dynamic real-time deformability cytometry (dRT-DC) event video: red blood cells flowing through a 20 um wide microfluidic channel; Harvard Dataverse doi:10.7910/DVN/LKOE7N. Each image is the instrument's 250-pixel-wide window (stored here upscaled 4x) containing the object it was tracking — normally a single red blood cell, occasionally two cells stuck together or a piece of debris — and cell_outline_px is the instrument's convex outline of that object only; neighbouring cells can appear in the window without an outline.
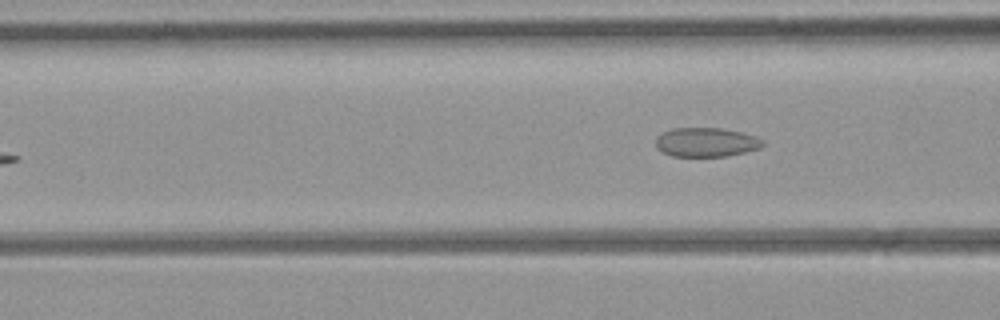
{"species": "common noctule bat (a hibernating species)", "species_latin": "Nyctalus noctula", "temperature_condition": "room temperature", "stored_images_in_passage": 8, "camera_frame_rate_fps": 3000, "um_per_image_px": 0.085, "animal": {"sex": "female", "body_mass_g": 21.9}, "frame": {"image": 1, "passage_image": 8, "time_ms": 9.0, "image_size_px": [1000, 320], "cell_outline_px": [[764, 144], [760, 148], [728, 156], [672, 156], [656, 148], [656, 136], [672, 128], [724, 128], [744, 132], [756, 136], [764, 140]], "centroid_in_image_um": [60.05, 12.08], "position_along_channel_um": 106.5, "area_um2": 18.32}}